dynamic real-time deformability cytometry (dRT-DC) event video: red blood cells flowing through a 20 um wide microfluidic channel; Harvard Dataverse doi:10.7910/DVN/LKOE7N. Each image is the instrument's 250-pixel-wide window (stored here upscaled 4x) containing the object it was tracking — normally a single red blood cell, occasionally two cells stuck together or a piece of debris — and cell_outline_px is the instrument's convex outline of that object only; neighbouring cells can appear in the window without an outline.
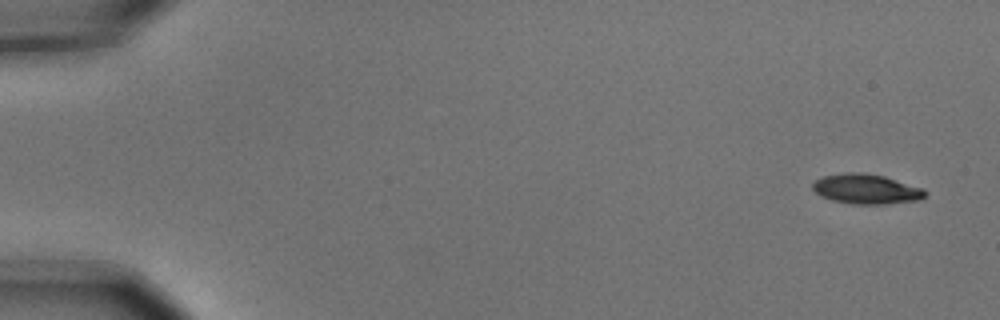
{"species": "common noctule bat (a hibernating species)", "species_latin": "Nyctalus noctula", "temperature_condition": "cold", "stored_images_in_passage": 5, "camera_frame_rate_fps": 3000, "um_per_image_px": 0.085, "animal": {"sex": "male", "body_mass_g": 15.6}, "frame": {"image": 1, "passage_image": 1, "time_ms": 0.0, "image_size_px": [1000, 320], "cell_outline_px": [[928, 192], [920, 200], [884, 204], [852, 204], [832, 200], [816, 192], [812, 188], [812, 184], [816, 180], [824, 176], [844, 172], [864, 172], [884, 176], [924, 188]], "centroid_in_image_um": [73.67, 16.06], "position_along_channel_um": 11.3, "area_um2": 19.59}}
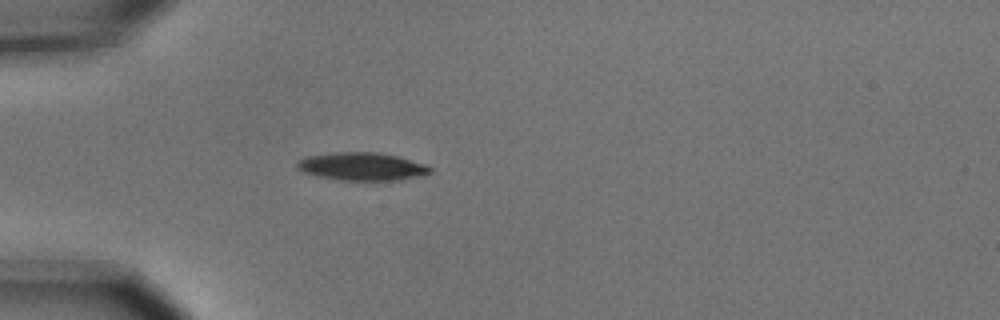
{"frame": {"image": 2, "passage_image": 5, "time_ms": 1.333, "image_size_px": [1000, 320], "cell_outline_px": [[432, 172], [400, 180], [336, 180], [304, 172], [296, 168], [296, 160], [304, 156], [336, 152], [376, 152], [396, 156], [428, 164], [432, 168]], "centroid_in_image_um": [30.73, 14.14], "position_along_channel_um": 54.3, "area_um2": 21.73}}